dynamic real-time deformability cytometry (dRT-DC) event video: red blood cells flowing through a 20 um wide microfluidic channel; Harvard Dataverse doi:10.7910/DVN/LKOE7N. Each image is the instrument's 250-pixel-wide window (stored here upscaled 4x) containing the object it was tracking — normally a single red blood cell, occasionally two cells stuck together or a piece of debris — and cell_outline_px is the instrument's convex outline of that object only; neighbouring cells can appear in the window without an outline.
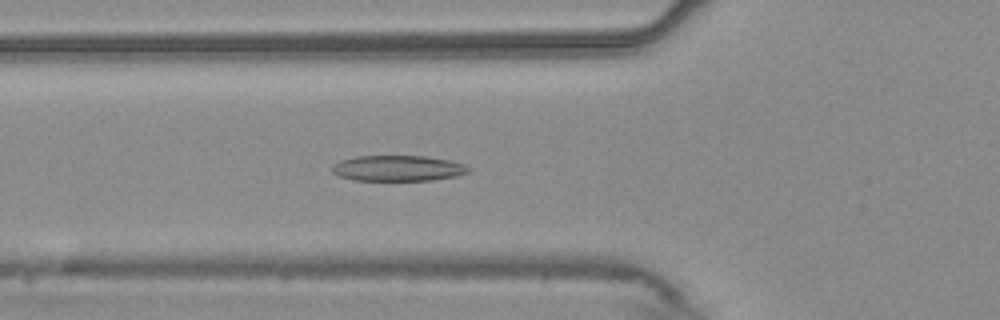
{"species": "common noctule bat (a hibernating species)", "species_latin": "Nyctalus noctula", "temperature_condition": "warm", "stored_images_in_passage": 55, "camera_frame_rate_fps": 3000, "um_per_image_px": 0.085, "animal": {"sex": "male", "body_mass_g": 20.4}, "frame": {"image": 1, "passage_image": 20, "time_ms": 6.333, "image_size_px": [1000, 320], "cell_outline_px": [[472, 168], [468, 172], [456, 176], [432, 180], [352, 180], [340, 176], [332, 172], [332, 164], [340, 160], [356, 156], [424, 156], [448, 160], [464, 164]], "centroid_in_image_um": [33.81, 14.3], "position_along_channel_um": 92.0, "area_um2": 20.4}}
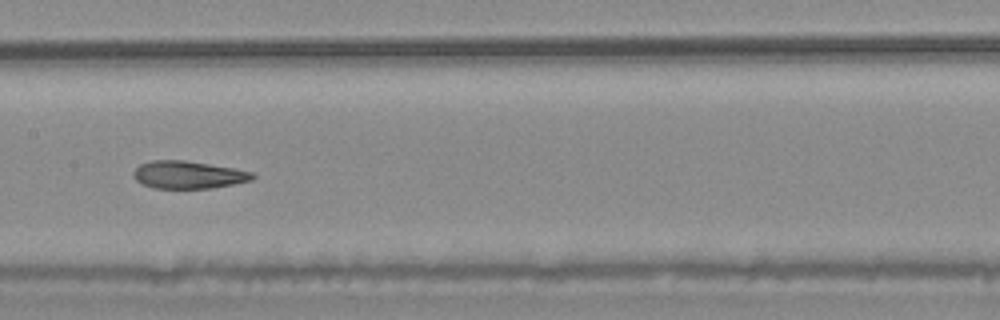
{"frame": {"image": 2, "passage_image": 28, "time_ms": 9.0, "image_size_px": [1000, 320], "cell_outline_px": [[256, 176], [252, 180], [212, 188], [152, 188], [140, 184], [132, 176], [132, 172], [140, 164], [152, 160], [184, 160], [232, 168], [252, 172]], "centroid_in_image_um": [15.95, 14.86], "position_along_channel_um": 191.5, "area_um2": 19.13}}
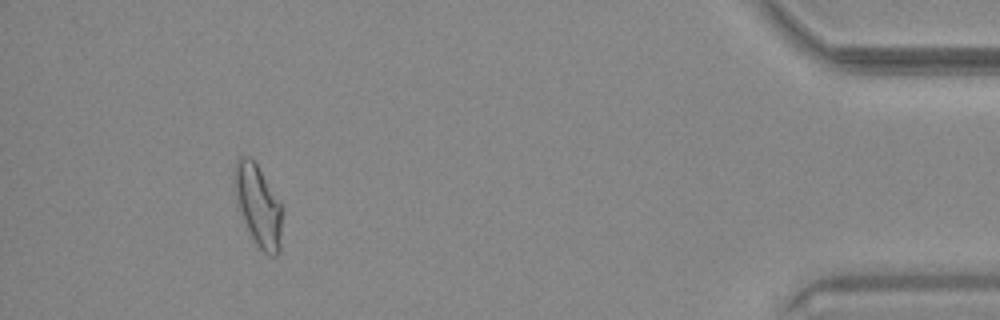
{"frame": {"image": 3, "passage_image": 51, "time_ms": 16.667, "image_size_px": [1000, 320], "cell_outline_px": [[284, 208], [280, 248], [276, 256], [268, 256], [256, 244], [248, 228], [240, 208], [232, 184], [232, 176], [236, 160], [240, 156], [248, 156], [256, 164]], "centroid_in_image_um": [21.97, 17.46], "position_along_channel_um": 413.2, "area_um2": 22.6}, "authors_computed_cell_mechanics": {"area_um2": 20.9814, "velocity_mm_per_s": 3.6975, "shape_relaxation_time_tau1_ms": null, "shape_relaxation_time_tau2_ms": 2.5803, "deformation_change_tau1": null, "deformation_change_tau2": 0.1062}}